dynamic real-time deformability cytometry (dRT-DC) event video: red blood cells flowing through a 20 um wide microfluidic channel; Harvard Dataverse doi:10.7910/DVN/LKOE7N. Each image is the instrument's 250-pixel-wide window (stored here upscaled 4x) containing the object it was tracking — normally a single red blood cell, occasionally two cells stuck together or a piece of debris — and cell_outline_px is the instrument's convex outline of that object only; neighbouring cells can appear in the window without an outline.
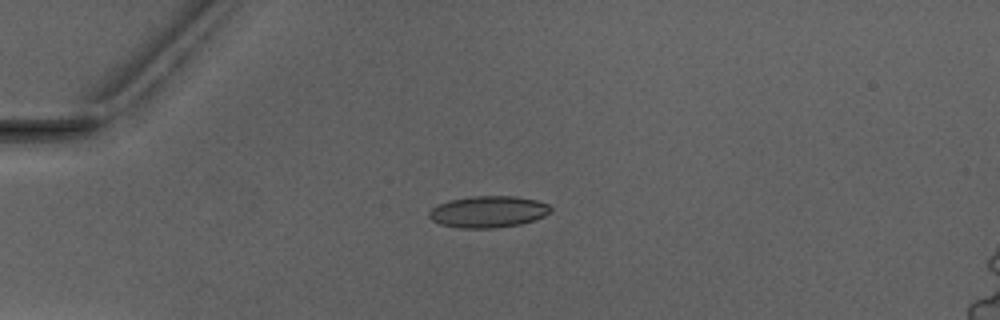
{"species": "Egyptian fruit bat (a non-hibernating species)", "species_latin": "Rousettus aegyptiacus", "temperature_condition": "warm", "stored_images_in_passage": 2, "camera_frame_rate_fps": 3000, "um_per_image_px": 0.085, "animal": {"sex": "male"}, "frame": {"image": 1, "passage_image": 1, "time_ms": 0.0, "image_size_px": [1000, 320], "cell_outline_px": [[552, 212], [536, 220], [520, 224], [496, 228], [460, 228], [440, 224], [432, 220], [428, 216], [428, 212], [436, 204], [448, 200], [472, 196], [516, 196], [536, 200], [548, 204], [552, 208]], "centroid_in_image_um": [41.5, 17.99], "position_along_channel_um": 43.5, "area_um2": 22.66}}